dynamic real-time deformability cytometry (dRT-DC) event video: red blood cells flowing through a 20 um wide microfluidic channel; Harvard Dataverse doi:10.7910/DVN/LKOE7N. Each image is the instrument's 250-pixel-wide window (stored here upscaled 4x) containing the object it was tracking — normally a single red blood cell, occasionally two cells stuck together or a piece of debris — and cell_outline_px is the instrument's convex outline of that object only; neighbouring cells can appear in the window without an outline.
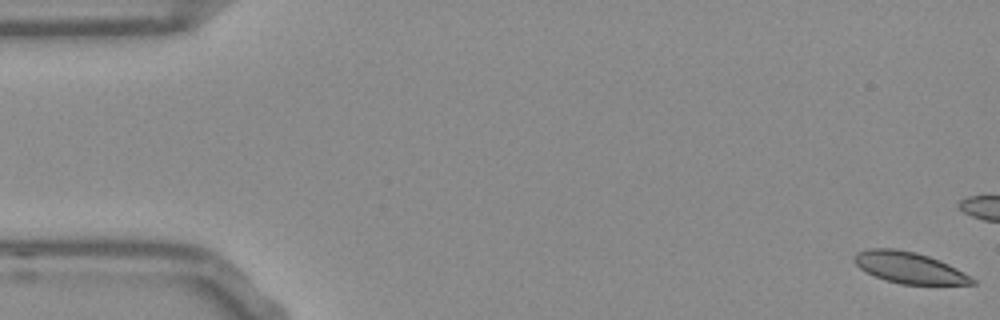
{"species": "Egyptian fruit bat (a non-hibernating species)", "species_latin": "Rousettus aegyptiacus", "temperature_condition": "room temperature", "stored_images_in_passage": 15, "camera_frame_rate_fps": 3000, "um_per_image_px": 0.085, "frame": {"image": 1, "passage_image": 1, "time_ms": 0.0, "image_size_px": [1000, 320], "cell_outline_px": [[976, 284], [900, 284], [876, 276], [860, 268], [856, 264], [856, 252], [868, 248], [892, 248], [916, 252], [940, 260], [964, 272], [976, 280]], "centroid_in_image_um": [77.32, 22.74], "position_along_channel_um": 7.7, "area_um2": 21.15}}